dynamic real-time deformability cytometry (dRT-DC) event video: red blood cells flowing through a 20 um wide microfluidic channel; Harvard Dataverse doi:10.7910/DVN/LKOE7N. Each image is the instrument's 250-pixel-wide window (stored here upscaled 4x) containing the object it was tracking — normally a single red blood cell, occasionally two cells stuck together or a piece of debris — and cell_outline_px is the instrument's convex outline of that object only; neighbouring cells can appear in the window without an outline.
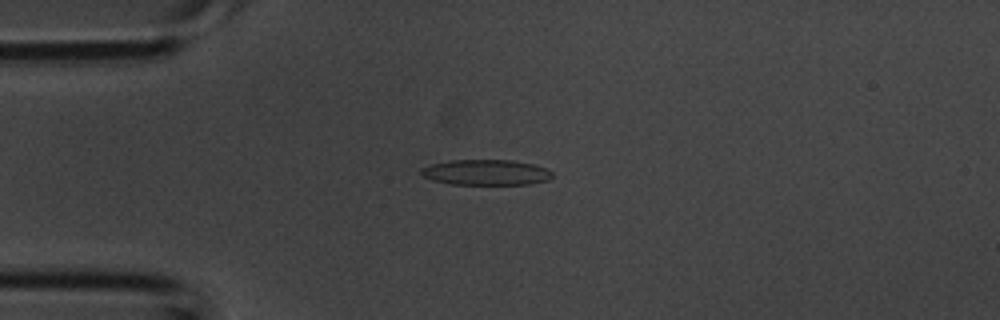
{"species": "common noctule bat (a hibernating species)", "species_latin": "Nyctalus noctula", "temperature_condition": "room temperature", "stored_images_in_passage": 1, "camera_frame_rate_fps": 3000, "um_per_image_px": 0.085, "animal": {"sex": "male", "body_mass_g": 20.1, "forearm_length_mm": 53.5}, "frame": {"image": 1, "passage_image": 1, "time_ms": 0.0, "image_size_px": [1000, 320], "cell_outline_px": [[552, 176], [548, 180], [528, 184], [452, 184], [432, 180], [424, 176], [420, 172], [420, 168], [432, 164], [448, 160], [512, 160], [532, 164], [548, 168], [552, 172]], "centroid_in_image_um": [41.31, 14.64], "position_along_channel_um": 43.7, "area_um2": 19.48}}